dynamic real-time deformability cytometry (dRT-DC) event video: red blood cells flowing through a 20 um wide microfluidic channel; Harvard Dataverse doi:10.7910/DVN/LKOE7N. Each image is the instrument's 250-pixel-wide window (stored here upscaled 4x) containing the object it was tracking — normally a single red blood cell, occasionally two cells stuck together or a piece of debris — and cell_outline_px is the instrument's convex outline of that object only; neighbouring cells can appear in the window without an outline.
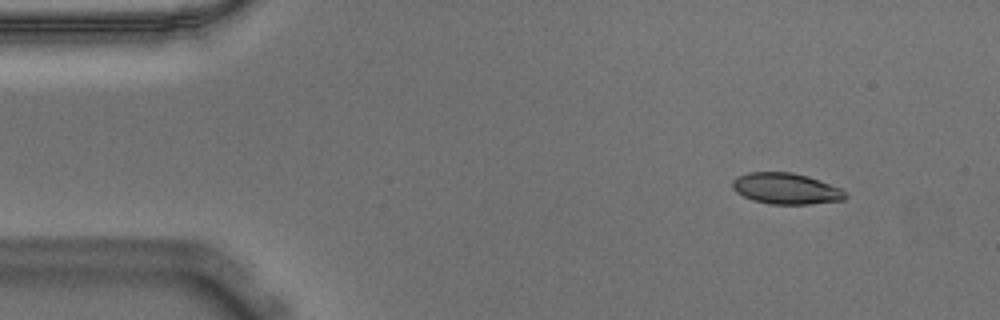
{"species": "Egyptian fruit bat (a non-hibernating species)", "species_latin": "Rousettus aegyptiacus", "temperature_condition": "warm", "stored_images_in_passage": 50, "camera_frame_rate_fps": 3000, "um_per_image_px": 0.085, "animal": {"sex": "male"}, "frame": {"image": 1, "passage_image": 1, "time_ms": 0.0, "image_size_px": [1000, 320], "cell_outline_px": [[848, 196], [844, 200], [808, 204], [768, 204], [752, 200], [736, 192], [732, 188], [732, 180], [736, 176], [748, 172], [792, 172], [808, 176], [840, 188], [848, 192]], "centroid_in_image_um": [66.8, 16.03], "position_along_channel_um": 18.2, "area_um2": 20.63}}
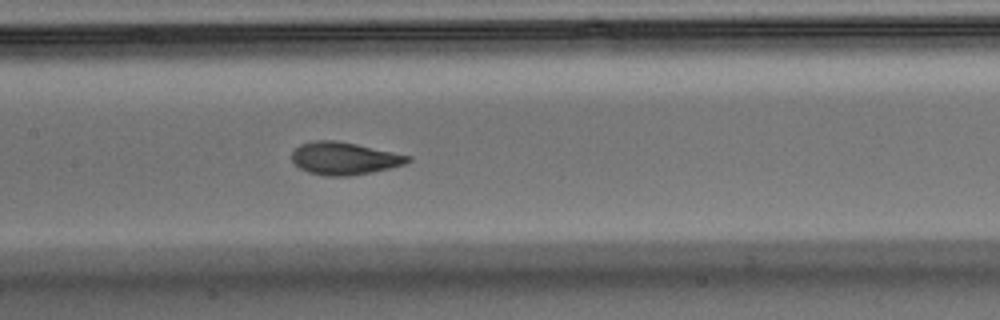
{"frame": {"image": 2, "passage_image": 21, "time_ms": 6.667, "image_size_px": [1000, 320], "cell_outline_px": [[412, 160], [404, 164], [372, 172], [348, 176], [324, 176], [308, 172], [300, 168], [292, 160], [292, 152], [300, 144], [316, 140], [336, 140], [356, 144], [412, 156]], "centroid_in_image_um": [29.26, 13.46], "position_along_channel_um": 178.1, "area_um2": 21.91}}
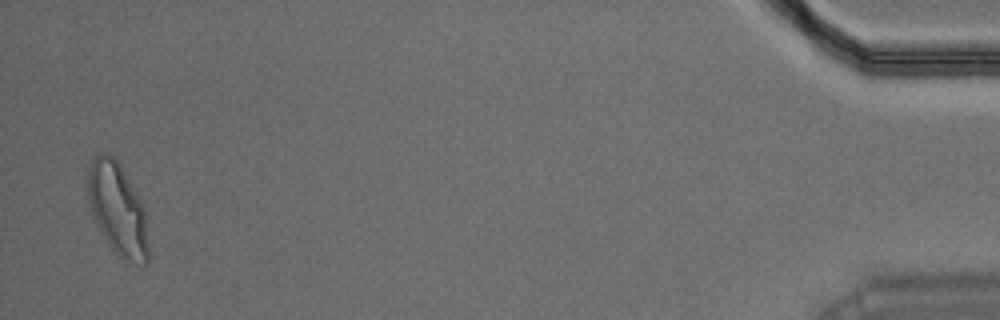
{"frame": {"image": 3, "passage_image": 49, "time_ms": 16.0, "image_size_px": [1000, 320], "cell_outline_px": [[148, 264], [144, 264], [116, 256], [104, 240], [96, 224], [88, 200], [88, 168], [92, 156], [100, 152], [108, 152], [120, 164], [144, 204], [148, 244]], "centroid_in_image_um": [9.98, 17.75], "position_along_channel_um": 425.2, "area_um2": 32.95}, "authors_computed_cell_mechanics": {"area_um2": 21.9062, "velocity_mm_per_s": 3.623, "shape_relaxation_time_tau1_ms": 4.1807, "shape_relaxation_time_tau2_ms": 0.9655, "deformation_change_tau1": 0.1623, "deformation_change_tau2": 0.0514}}